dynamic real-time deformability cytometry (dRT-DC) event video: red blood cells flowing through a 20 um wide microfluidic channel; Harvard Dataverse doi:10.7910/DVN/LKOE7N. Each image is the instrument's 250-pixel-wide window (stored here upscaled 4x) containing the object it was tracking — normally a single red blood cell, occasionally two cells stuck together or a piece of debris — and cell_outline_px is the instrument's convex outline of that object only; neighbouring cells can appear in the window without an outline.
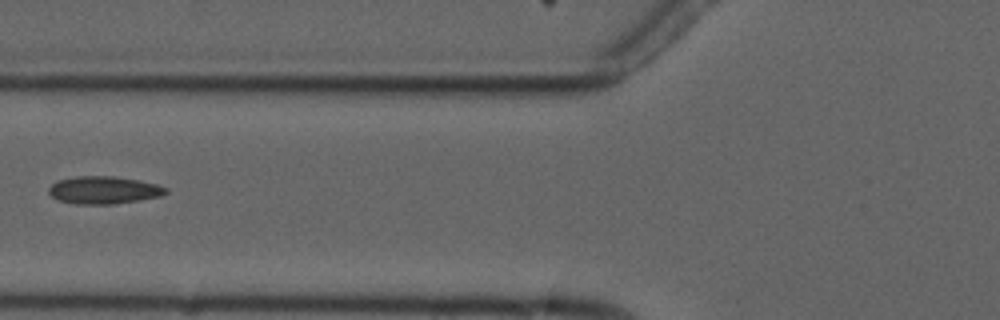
{"species": "common noctule bat (a hibernating species)", "species_latin": "Nyctalus noctula", "temperature_condition": "cold", "stored_images_in_passage": 3, "camera_frame_rate_fps": 3000, "um_per_image_px": 0.085, "animal": {"sex": "male", "forearm_length_mm": 52.5}, "frame": {"image": 1, "passage_image": 2, "time_ms": 1.0, "image_size_px": [1000, 320], "cell_outline_px": [[168, 192], [160, 196], [112, 204], [76, 204], [60, 200], [52, 196], [48, 192], [48, 188], [56, 180], [76, 176], [116, 176], [156, 184], [168, 188]], "centroid_in_image_um": [8.79, 16.14], "position_along_channel_um": 117.0, "area_um2": 18.67}}
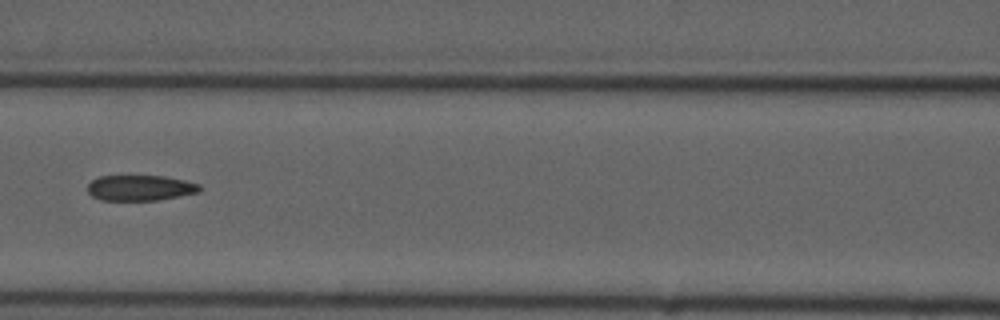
{"frame": {"image": 2, "passage_image": 3, "time_ms": 2.0, "image_size_px": [1000, 320], "cell_outline_px": [[204, 188], [200, 192], [156, 200], [100, 200], [92, 196], [88, 192], [88, 184], [92, 180], [100, 176], [164, 176], [184, 180], [200, 184]], "centroid_in_image_um": [11.94, 15.97], "position_along_channel_um": 154.7, "area_um2": 16.7}}